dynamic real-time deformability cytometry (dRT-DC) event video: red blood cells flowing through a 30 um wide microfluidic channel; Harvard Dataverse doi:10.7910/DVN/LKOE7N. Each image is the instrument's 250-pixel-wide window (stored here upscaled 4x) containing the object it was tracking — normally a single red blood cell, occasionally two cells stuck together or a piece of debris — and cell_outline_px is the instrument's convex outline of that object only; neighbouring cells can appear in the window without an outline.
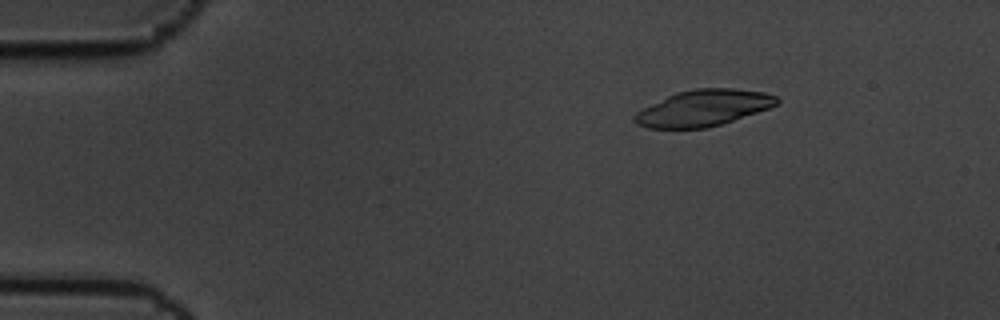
{"species": "common noctule bat (a hibernating species)", "species_latin": "Nyctalus noctula", "temperature_condition": "cold", "stored_images_in_passage": 8, "camera_frame_rate_fps": 3000, "um_per_image_px": 0.085, "animal": {"sex": "male", "body_mass_g": 19.5, "forearm_length_mm": 54.6}, "frame": {"image": 1, "passage_image": 3, "time_ms": 0.667, "image_size_px": [1000, 320], "cell_outline_px": [[780, 100], [776, 104], [768, 108], [708, 128], [648, 128], [636, 124], [632, 116], [636, 112], [676, 92], [696, 88], [732, 88], [764, 92], [776, 96]], "centroid_in_image_um": [59.76, 9.18], "position_along_channel_um": 25.2, "area_um2": 29.65}}